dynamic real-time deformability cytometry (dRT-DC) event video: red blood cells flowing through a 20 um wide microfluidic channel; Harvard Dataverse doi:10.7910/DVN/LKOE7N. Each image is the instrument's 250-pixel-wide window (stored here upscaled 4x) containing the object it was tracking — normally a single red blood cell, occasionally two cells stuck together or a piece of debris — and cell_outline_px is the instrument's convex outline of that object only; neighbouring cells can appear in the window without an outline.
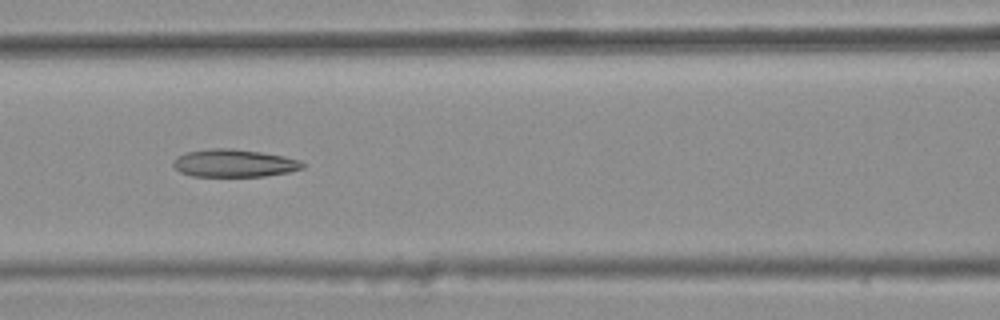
{"species": "common noctule bat (a hibernating species)", "species_latin": "Nyctalus noctula", "temperature_condition": "warm", "stored_images_in_passage": 8, "camera_frame_rate_fps": 3000, "um_per_image_px": 0.085, "animal": {"sex": "female", "body_mass_g": 25.1}, "frame": {"image": 1, "passage_image": 6, "time_ms": 1.667, "image_size_px": [1000, 320], "cell_outline_px": [[304, 168], [288, 172], [264, 176], [192, 176], [180, 172], [172, 164], [172, 160], [176, 156], [188, 152], [212, 148], [232, 148], [260, 152], [284, 156], [300, 160], [304, 164]], "centroid_in_image_um": [19.88, 13.87], "position_along_channel_um": 146.7, "area_um2": 20.87}}
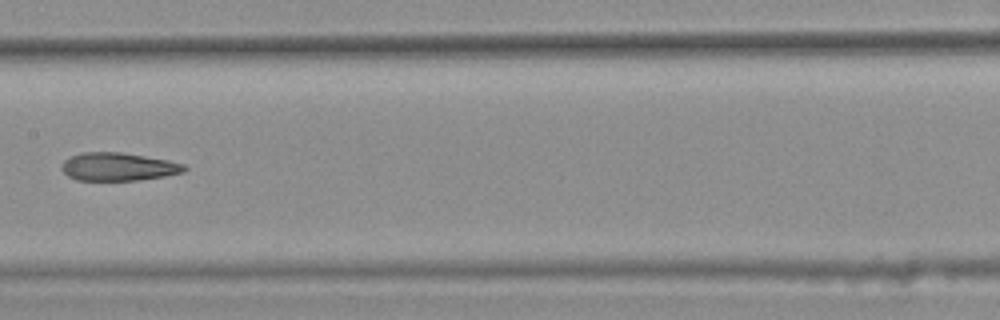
{"frame": {"image": 2, "passage_image": 7, "time_ms": 2.0, "image_size_px": [1000, 320], "cell_outline_px": [[188, 168], [184, 172], [164, 176], [140, 180], [76, 180], [68, 176], [64, 172], [64, 160], [68, 156], [80, 152], [120, 152], [168, 160], [184, 164]], "centroid_in_image_um": [10.06, 14.17], "position_along_channel_um": 197.3, "area_um2": 20.0}}
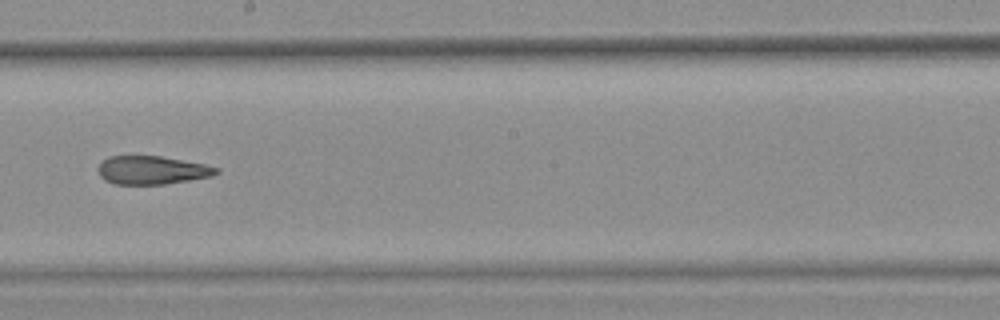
{"frame": {"image": 3, "passage_image": 8, "time_ms": 2.333, "image_size_px": [1000, 320], "cell_outline_px": [[220, 172], [212, 176], [164, 184], [116, 184], [104, 180], [100, 176], [96, 168], [108, 156], [160, 156], [204, 164], [220, 168]], "centroid_in_image_um": [12.91, 14.46], "position_along_channel_um": 235.3, "area_um2": 19.48}}